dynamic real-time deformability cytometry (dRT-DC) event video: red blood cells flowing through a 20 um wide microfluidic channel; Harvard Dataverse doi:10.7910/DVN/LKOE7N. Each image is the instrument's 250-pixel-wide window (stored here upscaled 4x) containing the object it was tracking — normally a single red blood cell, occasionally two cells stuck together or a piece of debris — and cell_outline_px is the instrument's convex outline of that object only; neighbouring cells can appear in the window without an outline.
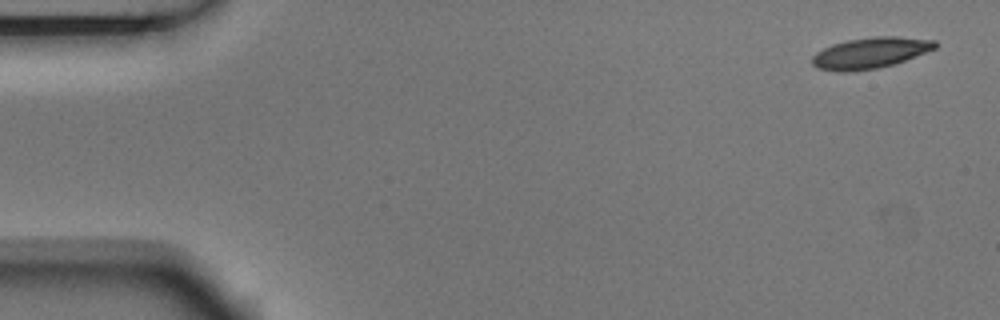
{"species": "Egyptian fruit bat (a non-hibernating species)", "species_latin": "Rousettus aegyptiacus", "temperature_condition": "room temperature", "stored_images_in_passage": 6, "camera_frame_rate_fps": 3000, "um_per_image_px": 0.085, "animal": {"sex": "male"}, "frame": {"image": 1, "passage_image": 1, "time_ms": 0.0, "image_size_px": [1000, 320], "cell_outline_px": [[936, 48], [904, 60], [892, 64], [876, 68], [848, 72], [836, 72], [816, 68], [812, 64], [812, 56], [816, 52], [832, 44], [848, 40], [872, 36], [896, 36], [936, 40]], "centroid_in_image_um": [73.92, 4.49], "position_along_channel_um": 11.1, "area_um2": 22.14}}
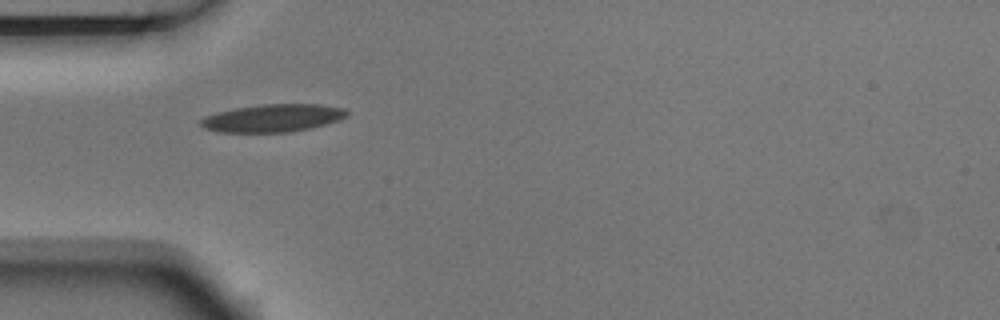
{"frame": {"image": 2, "passage_image": 5, "time_ms": 1.333, "image_size_px": [1000, 320], "cell_outline_px": [[348, 116], [312, 128], [292, 132], [220, 132], [204, 128], [200, 124], [200, 120], [204, 116], [236, 108], [264, 104], [320, 104], [344, 108], [348, 112]], "centroid_in_image_um": [23.2, 10.04], "position_along_channel_um": 61.8, "area_um2": 23.47}}
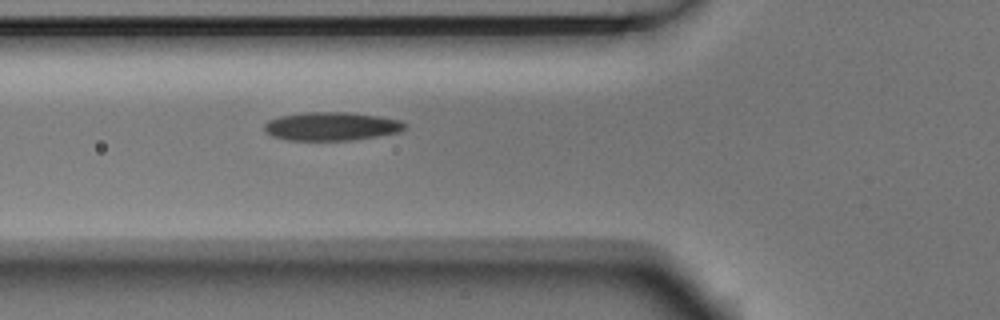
{"frame": {"image": 3, "passage_image": 6, "time_ms": 1.667, "image_size_px": [1000, 320], "cell_outline_px": [[408, 128], [400, 132], [352, 140], [288, 140], [272, 136], [264, 132], [264, 124], [268, 120], [280, 116], [304, 112], [348, 112], [380, 116], [400, 120], [408, 124]], "centroid_in_image_um": [28.19, 10.73], "position_along_channel_um": 97.6, "area_um2": 23.52}}